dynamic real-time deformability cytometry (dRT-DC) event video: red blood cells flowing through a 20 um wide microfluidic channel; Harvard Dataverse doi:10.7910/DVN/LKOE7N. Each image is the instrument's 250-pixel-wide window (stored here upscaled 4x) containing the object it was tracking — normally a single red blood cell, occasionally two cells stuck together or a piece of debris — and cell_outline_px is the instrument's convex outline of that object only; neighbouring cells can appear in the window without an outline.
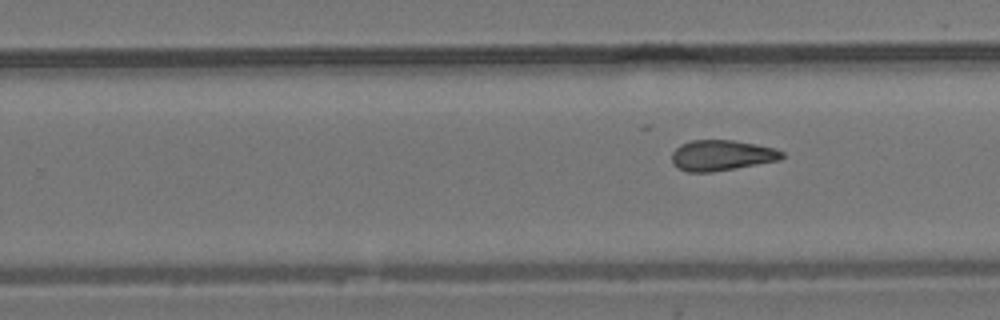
{"species": "common noctule bat (a hibernating species)", "species_latin": "Nyctalus noctula", "temperature_condition": "room temperature", "stored_images_in_passage": 11, "segment_of_instrument_passage": [2, 2], "camera_frame_rate_fps": 3000, "um_per_image_px": 0.085, "animal": {"sex": "male", "body_mass_g": 19.2, "forearm_length_mm": 51.8}, "frame": {"image": 1, "passage_image": 11, "time_ms": 13.0, "image_size_px": [1000, 320], "cell_outline_px": [[784, 156], [780, 160], [736, 168], [712, 172], [688, 172], [676, 168], [672, 164], [672, 152], [680, 144], [692, 140], [732, 140], [756, 144], [776, 148], [784, 152]], "centroid_in_image_um": [61.33, 13.21], "position_along_channel_um": 268.5, "area_um2": 19.83}}